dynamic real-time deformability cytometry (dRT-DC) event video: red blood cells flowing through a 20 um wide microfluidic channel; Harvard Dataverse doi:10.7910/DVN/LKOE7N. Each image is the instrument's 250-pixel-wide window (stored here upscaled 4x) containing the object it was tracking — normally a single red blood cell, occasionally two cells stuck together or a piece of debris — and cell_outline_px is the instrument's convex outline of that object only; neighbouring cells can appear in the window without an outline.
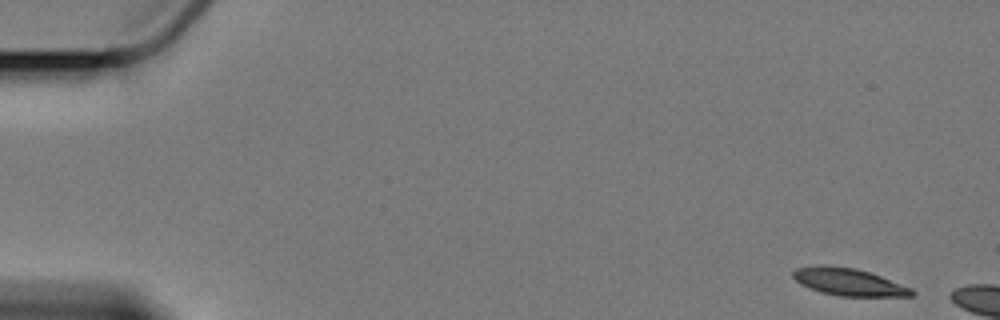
{"species": "Egyptian fruit bat (a non-hibernating species)", "species_latin": "Rousettus aegyptiacus", "temperature_condition": "cold", "stored_images_in_passage": 2, "camera_frame_rate_fps": 3000, "um_per_image_px": 0.085, "animal": {"sex": "female"}, "frame": {"image": 1, "passage_image": 1, "time_ms": 0.0, "image_size_px": [1000, 320], "cell_outline_px": [[916, 292], [912, 296], [836, 296], [820, 292], [808, 288], [800, 284], [792, 276], [792, 272], [796, 268], [820, 264], [852, 268], [868, 272], [880, 276], [912, 288]], "centroid_in_image_um": [72.1, 23.97], "position_along_channel_um": 12.9, "area_um2": 18.9}}